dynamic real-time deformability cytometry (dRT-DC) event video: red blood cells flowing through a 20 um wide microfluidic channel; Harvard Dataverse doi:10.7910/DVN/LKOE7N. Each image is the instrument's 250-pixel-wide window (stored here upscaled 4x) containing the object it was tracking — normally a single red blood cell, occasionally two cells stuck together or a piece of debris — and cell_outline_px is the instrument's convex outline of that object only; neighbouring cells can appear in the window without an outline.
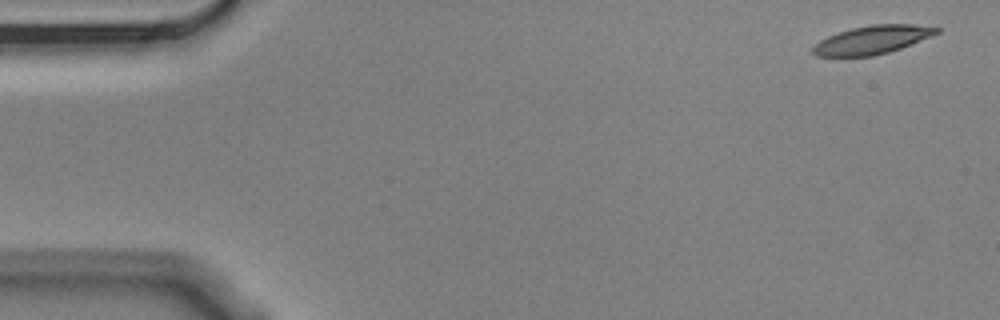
{"species": "Egyptian fruit bat (a non-hibernating species)", "species_latin": "Rousettus aegyptiacus", "temperature_condition": "cold", "stored_images_in_passage": 5, "camera_frame_rate_fps": 3000, "um_per_image_px": 0.085, "animal": {"sex": "male"}, "frame": {"image": 1, "passage_image": 1, "time_ms": 0.0, "image_size_px": [1000, 320], "cell_outline_px": [[940, 32], [932, 36], [900, 48], [888, 52], [872, 56], [816, 56], [812, 52], [812, 48], [820, 40], [828, 36], [852, 28], [872, 24], [912, 24], [940, 28]], "centroid_in_image_um": [74.15, 3.38], "position_along_channel_um": 10.8, "area_um2": 20.23}}
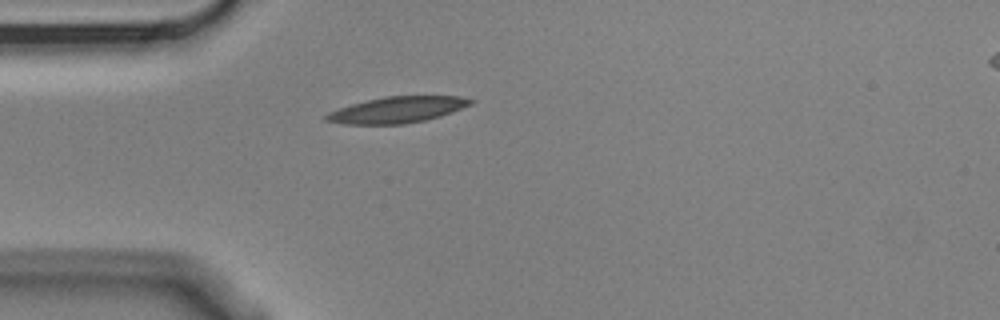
{"frame": {"image": 2, "passage_image": 5, "time_ms": 1.333, "image_size_px": [1000, 320], "cell_outline_px": [[476, 100], [472, 104], [452, 112], [440, 116], [424, 120], [404, 124], [344, 124], [324, 120], [324, 116], [328, 112], [352, 104], [384, 96], [460, 96]], "centroid_in_image_um": [33.78, 9.33], "position_along_channel_um": 51.2, "area_um2": 21.91}}